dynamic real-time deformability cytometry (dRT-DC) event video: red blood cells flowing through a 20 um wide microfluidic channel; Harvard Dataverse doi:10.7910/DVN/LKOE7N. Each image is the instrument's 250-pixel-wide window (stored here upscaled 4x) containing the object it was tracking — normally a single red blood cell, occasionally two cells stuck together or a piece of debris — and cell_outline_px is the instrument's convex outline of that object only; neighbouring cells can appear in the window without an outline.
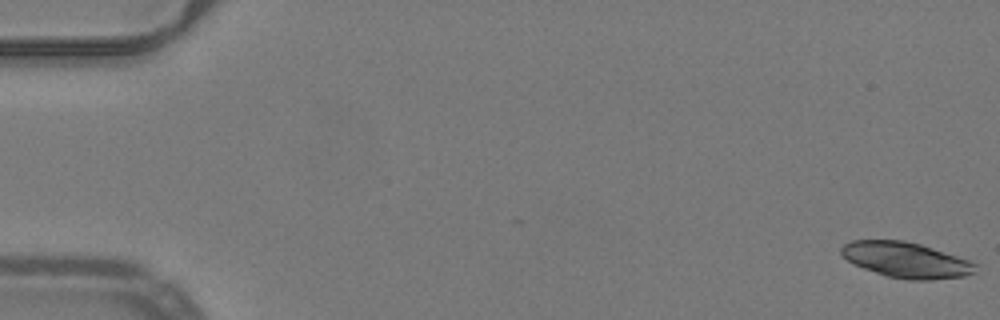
{"species": "common noctule bat (a hibernating species)", "species_latin": "Nyctalus noctula", "temperature_condition": "warm", "stored_images_in_passage": 34, "segment_of_instrument_passage": [1, 2], "camera_frame_rate_fps": 3000, "um_per_image_px": 0.085, "animal": {"sex": "male", "body_mass_g": 19.2, "forearm_length_mm": 51.8}, "frame": {"image": 1, "passage_image": 1, "time_ms": 0.0, "image_size_px": [1000, 320], "cell_outline_px": [[980, 264], [976, 272], [964, 276], [932, 280], [908, 280], [888, 276], [864, 268], [848, 260], [840, 252], [840, 248], [844, 244], [852, 240], [904, 240], [920, 244], [972, 260]], "centroid_in_image_um": [77.1, 22.09], "position_along_channel_um": 7.9, "area_um2": 27.92}}